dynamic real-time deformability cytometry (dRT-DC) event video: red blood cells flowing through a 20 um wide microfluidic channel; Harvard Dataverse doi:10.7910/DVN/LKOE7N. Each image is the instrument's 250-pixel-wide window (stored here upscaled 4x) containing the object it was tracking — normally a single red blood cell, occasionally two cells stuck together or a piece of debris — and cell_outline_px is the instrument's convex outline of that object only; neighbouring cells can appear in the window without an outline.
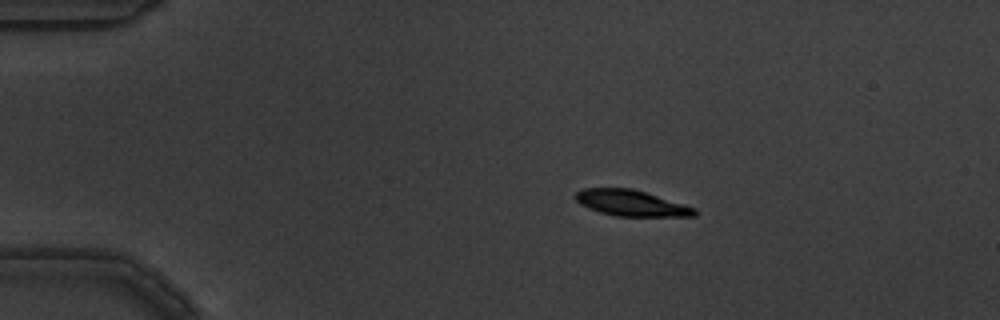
{"species": "common noctule bat (a hibernating species)", "species_latin": "Nyctalus noctula", "temperature_condition": "warm", "stored_images_in_passage": 4, "camera_frame_rate_fps": 3000, "um_per_image_px": 0.085, "animal": {"sex": "male", "body_mass_g": 19.5, "forearm_length_mm": 54.6}, "frame": {"image": 1, "passage_image": 3, "time_ms": 0.667, "image_size_px": [1000, 320], "cell_outline_px": [[696, 216], [616, 216], [600, 212], [588, 208], [580, 204], [576, 200], [576, 192], [584, 188], [632, 188], [684, 204], [696, 208]], "centroid_in_image_um": [53.65, 17.26], "position_along_channel_um": 31.4, "area_um2": 17.86}}